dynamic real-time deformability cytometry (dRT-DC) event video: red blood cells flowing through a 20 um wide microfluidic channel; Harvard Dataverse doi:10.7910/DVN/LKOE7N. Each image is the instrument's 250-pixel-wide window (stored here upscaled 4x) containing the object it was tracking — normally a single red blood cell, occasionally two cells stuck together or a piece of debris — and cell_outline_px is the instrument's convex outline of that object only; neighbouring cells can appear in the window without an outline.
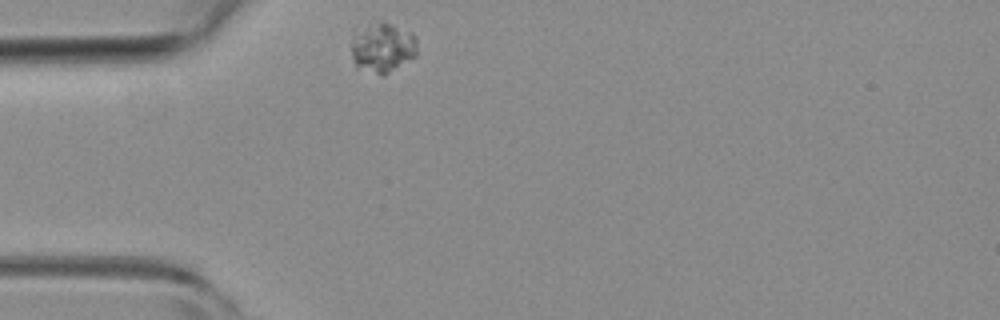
{"species": "common noctule bat (a hibernating species)", "species_latin": "Nyctalus noctula", "temperature_condition": "room temperature", "stored_images_in_passage": 1, "camera_frame_rate_fps": 3000, "um_per_image_px": 0.085, "animal": {"sex": "female", "body_mass_g": 19.3, "forearm_length_mm": 54.1}, "frame": {"image": 1, "passage_image": 1, "time_ms": 0.0, "image_size_px": [1000, 320], "cell_outline_px": [[416, 56], [384, 76], [380, 76], [356, 68], [352, 60], [348, 44], [356, 32], [368, 24], [380, 20], [392, 24], [412, 32], [416, 36]], "centroid_in_image_um": [32.47, 4.06], "position_along_channel_um": 52.5, "area_um2": 19.83}}